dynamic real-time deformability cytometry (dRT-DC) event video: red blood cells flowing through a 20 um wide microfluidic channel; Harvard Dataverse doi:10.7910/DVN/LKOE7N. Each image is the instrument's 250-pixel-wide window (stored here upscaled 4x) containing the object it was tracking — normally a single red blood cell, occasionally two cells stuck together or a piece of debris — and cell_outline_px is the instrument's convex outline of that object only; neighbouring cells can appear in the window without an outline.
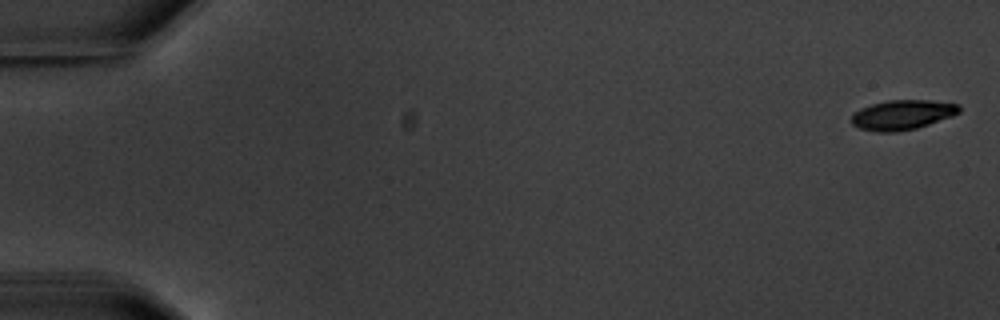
{"species": "common noctule bat (a hibernating species)", "species_latin": "Nyctalus noctula", "temperature_condition": "warm", "stored_images_in_passage": 2, "segment_of_instrument_passage": [2, 2], "camera_frame_rate_fps": 3000, "um_per_image_px": 0.085, "animal": {"sex": "male", "body_mass_g": 20.1, "forearm_length_mm": 53.5}, "frame": {"image": 1, "passage_image": 2, "time_ms": 5.0, "image_size_px": [1000, 320], "cell_outline_px": [[960, 112], [952, 116], [916, 128], [896, 132], [876, 132], [860, 128], [852, 124], [852, 112], [860, 108], [872, 104], [888, 100], [928, 100], [960, 104]], "centroid_in_image_um": [76.68, 9.75], "position_along_channel_um": 8.3, "area_um2": 18.67}}